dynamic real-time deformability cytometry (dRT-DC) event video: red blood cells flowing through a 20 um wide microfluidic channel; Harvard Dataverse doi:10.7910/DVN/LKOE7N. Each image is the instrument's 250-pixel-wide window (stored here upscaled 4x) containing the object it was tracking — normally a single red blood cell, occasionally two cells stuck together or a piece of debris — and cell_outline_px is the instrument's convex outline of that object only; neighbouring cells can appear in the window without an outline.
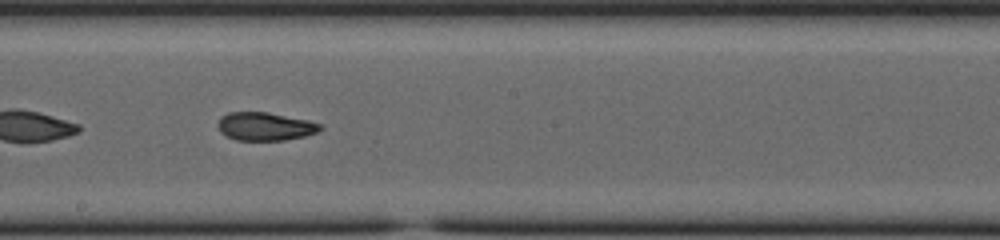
{"species": "common noctule bat (a hibernating species)", "species_latin": "Nyctalus noctula", "temperature_condition": "cold", "stored_images_in_passage": 50, "camera_frame_rate_fps": 3000, "um_per_image_px": 0.085, "animal": {"sex": "female", "body_mass_g": 23.0, "forearm_length_mm": 53.4}, "frame": {"image": 1, "passage_image": 29, "time_ms": 9.333, "image_size_px": [1000, 240], "cell_outline_px": [[324, 128], [316, 132], [304, 136], [284, 140], [236, 140], [224, 136], [220, 132], [216, 124], [220, 116], [228, 112], [268, 112], [308, 120], [320, 124]], "centroid_in_image_um": [22.48, 10.74], "position_along_channel_um": 225.7, "area_um2": 16.99}, "authors_computed_cell_mechanics": {"area_um2": 18.0047, "velocity_mm_per_s": 3.8722, "shape_relaxation_time_tau1_ms": null, "shape_relaxation_time_tau2_ms": 1.8814, "deformation_change_tau1": null, "deformation_change_tau2": 0.0772}}